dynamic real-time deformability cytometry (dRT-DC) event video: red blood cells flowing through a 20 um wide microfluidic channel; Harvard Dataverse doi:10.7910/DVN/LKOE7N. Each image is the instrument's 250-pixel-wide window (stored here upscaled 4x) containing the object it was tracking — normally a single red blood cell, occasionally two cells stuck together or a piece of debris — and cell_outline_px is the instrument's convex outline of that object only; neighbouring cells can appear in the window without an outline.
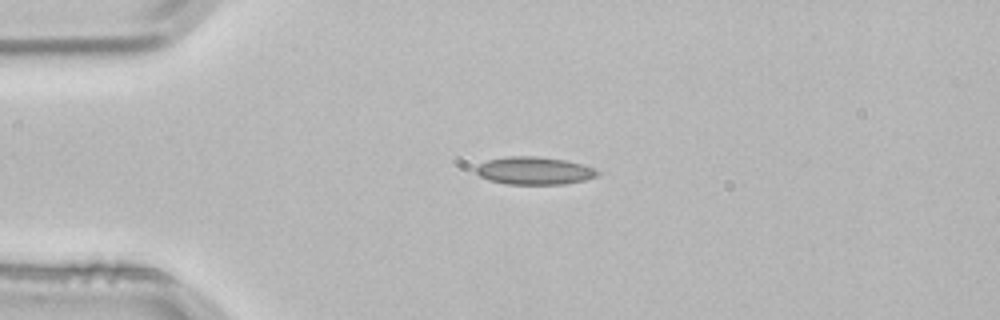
{"species": "common noctule bat (a hibernating species)", "species_latin": "Nyctalus noctula", "temperature_condition": "room temperature", "stored_images_in_passage": 4, "camera_frame_rate_fps": 3000, "um_per_image_px": 0.085, "animal": {"sex": "male", "body_mass_g": 21.5, "forearm_length_mm": 52.0}, "frame": {"image": 1, "passage_image": 3, "time_ms": 0.667, "image_size_px": [1000, 320], "cell_outline_px": [[600, 176], [584, 180], [564, 184], [504, 184], [488, 180], [480, 176], [476, 172], [476, 168], [480, 164], [488, 160], [508, 156], [536, 156], [568, 160], [592, 168], [600, 172]], "centroid_in_image_um": [45.42, 14.51], "position_along_channel_um": 39.6, "area_um2": 19.65}}
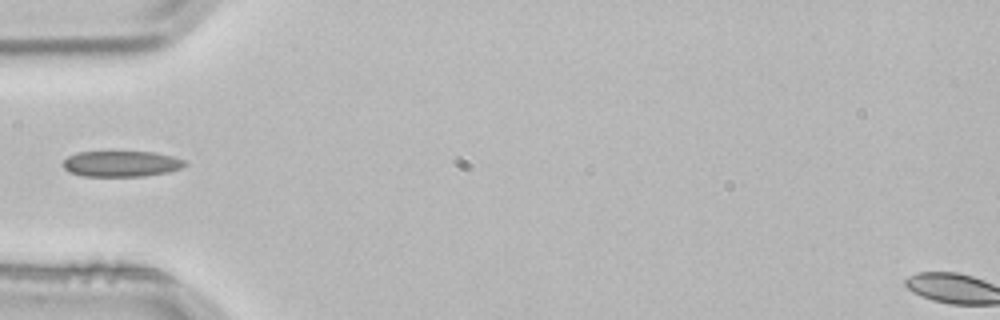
{"frame": {"image": 2, "passage_image": 4, "time_ms": 1.0, "image_size_px": [1000, 320], "cell_outline_px": [[188, 164], [180, 168], [168, 172], [144, 176], [84, 176], [72, 172], [64, 168], [64, 160], [68, 156], [76, 152], [108, 148], [156, 152], [172, 156], [184, 160]], "centroid_in_image_um": [10.3, 13.85], "position_along_channel_um": 74.7, "area_um2": 19.36}}